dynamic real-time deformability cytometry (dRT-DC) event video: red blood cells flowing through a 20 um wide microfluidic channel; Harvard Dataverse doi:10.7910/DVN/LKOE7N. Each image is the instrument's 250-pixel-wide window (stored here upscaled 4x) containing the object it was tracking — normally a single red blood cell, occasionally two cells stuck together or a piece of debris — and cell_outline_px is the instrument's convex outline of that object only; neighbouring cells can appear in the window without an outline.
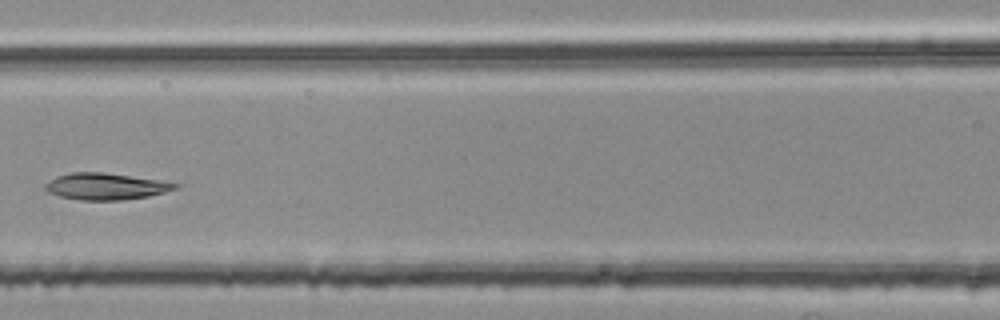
{"species": "common noctule bat (a hibernating species)", "species_latin": "Nyctalus noctula", "temperature_condition": "room temperature", "stored_images_in_passage": 3, "camera_frame_rate_fps": 3000, "um_per_image_px": 0.085, "animal": {"sex": "female", "body_mass_g": 25.1}, "frame": {"image": 1, "passage_image": 3, "time_ms": 0.667, "image_size_px": [1000, 320], "cell_outline_px": [[180, 184], [176, 188], [164, 192], [148, 196], [124, 200], [80, 200], [60, 196], [48, 192], [44, 188], [44, 184], [56, 176], [68, 172], [104, 172], [156, 180]], "centroid_in_image_um": [8.92, 15.84], "position_along_channel_um": 157.7, "area_um2": 20.0}}